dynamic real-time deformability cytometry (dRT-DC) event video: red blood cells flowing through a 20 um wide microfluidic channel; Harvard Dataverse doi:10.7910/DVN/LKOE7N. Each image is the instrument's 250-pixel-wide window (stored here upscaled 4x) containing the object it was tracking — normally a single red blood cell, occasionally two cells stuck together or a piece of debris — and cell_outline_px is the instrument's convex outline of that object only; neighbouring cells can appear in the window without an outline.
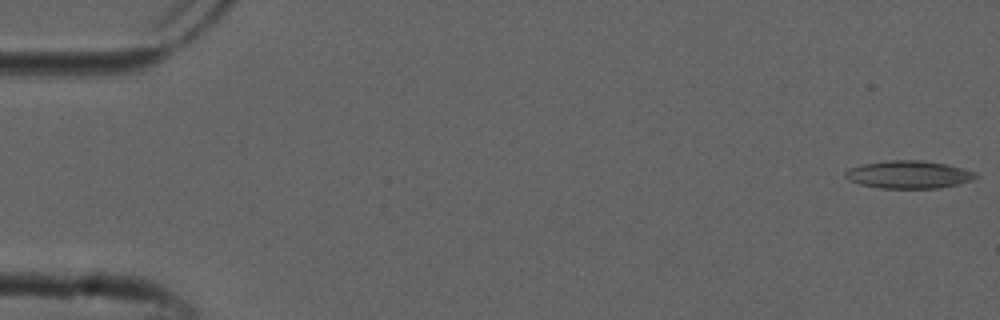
{"species": "common noctule bat (a hibernating species)", "species_latin": "Nyctalus noctula", "temperature_condition": "cold", "stored_images_in_passage": 53, "camera_frame_rate_fps": 3000, "um_per_image_px": 0.085, "animal": {"sex": "male", "forearm_length_mm": 52.5}, "frame": {"image": 1, "passage_image": 1, "time_ms": 0.0, "image_size_px": [1000, 320], "cell_outline_px": [[980, 176], [972, 180], [956, 184], [936, 188], [880, 188], [860, 184], [848, 180], [844, 176], [844, 172], [848, 168], [864, 164], [892, 160], [920, 160], [944, 164], [960, 168], [972, 172]], "centroid_in_image_um": [77.18, 14.84], "position_along_channel_um": 7.8, "area_um2": 20.75}}
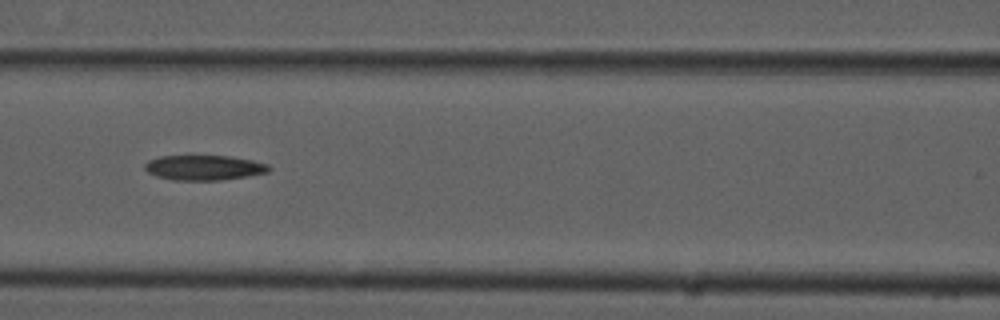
{"frame": {"image": 2, "passage_image": 23, "time_ms": 7.333, "image_size_px": [1000, 320], "cell_outline_px": [[272, 168], [268, 172], [248, 176], [220, 180], [172, 180], [156, 176], [148, 172], [144, 168], [144, 164], [148, 160], [160, 156], [228, 156], [252, 160], [268, 164]], "centroid_in_image_um": [17.34, 14.25], "position_along_channel_um": 149.3, "area_um2": 18.09}}
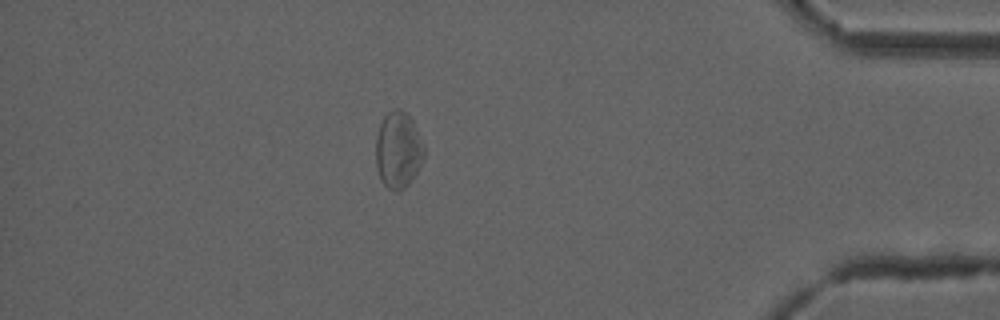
{"frame": {"image": 3, "passage_image": 46, "time_ms": 15.0, "image_size_px": [1000, 320], "cell_outline_px": [[424, 156], [412, 180], [404, 188], [396, 192], [388, 188], [380, 180], [376, 168], [376, 136], [380, 124], [384, 116], [388, 112], [396, 108], [400, 108], [412, 120], [424, 148]], "centroid_in_image_um": [33.81, 12.77], "position_along_channel_um": 401.4, "area_um2": 21.33}, "authors_computed_cell_mechanics": {"area_um2": 19.8832, "velocity_mm_per_s": 3.8415, "shape_relaxation_time_tau1_ms": null, "shape_relaxation_time_tau2_ms": 8.4593, "deformation_change_tau1": null, "deformation_change_tau2": 0.2009}}